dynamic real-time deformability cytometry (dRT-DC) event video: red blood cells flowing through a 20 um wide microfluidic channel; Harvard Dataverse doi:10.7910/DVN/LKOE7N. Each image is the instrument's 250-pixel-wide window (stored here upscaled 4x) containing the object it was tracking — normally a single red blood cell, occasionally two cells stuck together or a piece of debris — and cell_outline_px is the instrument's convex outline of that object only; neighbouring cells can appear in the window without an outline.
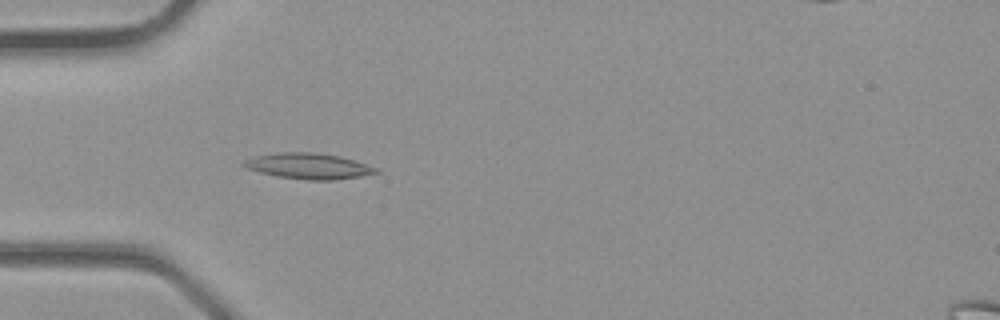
{"species": "common noctule bat (a hibernating species)", "species_latin": "Nyctalus noctula", "temperature_condition": "room temperature", "stored_images_in_passage": 4, "camera_frame_rate_fps": 3000, "um_per_image_px": 0.085, "animal": {"sex": "male", "body_mass_g": 23.1, "forearm_length_mm": 52.7}, "frame": {"image": 1, "passage_image": 4, "time_ms": 1.0, "image_size_px": [1000, 320], "cell_outline_px": [[380, 172], [360, 176], [336, 180], [308, 180], [276, 176], [260, 172], [248, 168], [240, 164], [244, 160], [256, 156], [276, 152], [316, 152], [340, 156], [376, 168]], "centroid_in_image_um": [26.19, 14.11], "position_along_channel_um": 58.8, "area_um2": 19.71}}